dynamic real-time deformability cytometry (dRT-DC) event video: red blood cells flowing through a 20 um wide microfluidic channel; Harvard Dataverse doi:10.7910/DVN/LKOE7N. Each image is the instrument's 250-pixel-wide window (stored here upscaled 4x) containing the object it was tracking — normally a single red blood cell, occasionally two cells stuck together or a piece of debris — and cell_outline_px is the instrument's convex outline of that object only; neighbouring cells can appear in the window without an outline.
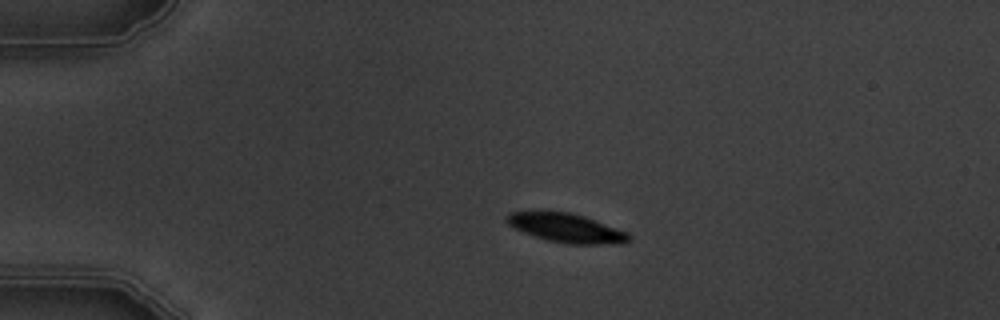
{"species": "common noctule bat (a hibernating species)", "species_latin": "Nyctalus noctula", "temperature_condition": "warm", "stored_images_in_passage": 7, "camera_frame_rate_fps": 3000, "um_per_image_px": 0.085, "animal": {"sex": "male", "body_mass_g": 19.5, "forearm_length_mm": 54.6}, "frame": {"image": 1, "passage_image": 4, "time_ms": 4.333, "image_size_px": [1000, 320], "cell_outline_px": [[632, 236], [624, 244], [568, 244], [548, 240], [524, 232], [508, 224], [504, 220], [504, 216], [508, 212], [540, 208], [572, 212], [584, 216], [628, 232]], "centroid_in_image_um": [48.07, 19.32], "position_along_channel_um": 36.9, "area_um2": 21.44}}
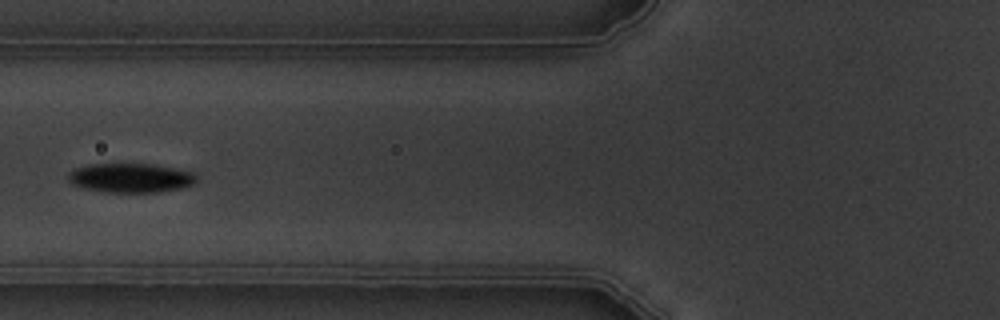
{"frame": {"image": 2, "passage_image": 7, "time_ms": 7.667, "image_size_px": [1000, 320], "cell_outline_px": [[196, 180], [192, 184], [180, 188], [156, 192], [104, 192], [84, 188], [72, 184], [68, 180], [68, 172], [72, 168], [88, 164], [152, 164], [192, 172], [196, 176]], "centroid_in_image_um": [11.02, 15.11], "position_along_channel_um": 114.8, "area_um2": 21.79}}